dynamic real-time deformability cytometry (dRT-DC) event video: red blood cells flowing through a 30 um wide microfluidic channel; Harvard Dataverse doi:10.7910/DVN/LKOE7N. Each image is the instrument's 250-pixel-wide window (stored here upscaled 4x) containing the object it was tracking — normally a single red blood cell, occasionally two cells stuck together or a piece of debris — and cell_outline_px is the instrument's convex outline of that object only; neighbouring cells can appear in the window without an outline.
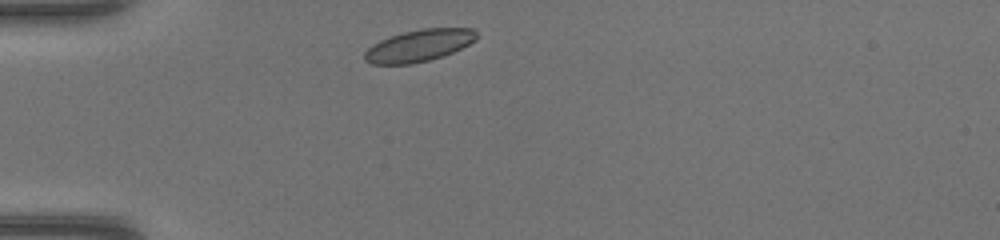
{"species": "common noctule bat (a hibernating species)", "species_latin": "Nyctalus noctula", "temperature_condition": "warm", "stored_images_in_passage": 35, "camera_frame_rate_fps": 3000, "um_per_image_px": 0.085, "animal": {"sex": "female", "body_mass_g": 17.0, "forearm_length_mm": 48.0}, "frame": {"image": 1, "passage_image": 1, "time_ms": 0.0, "image_size_px": [1000, 240], "cell_outline_px": [[480, 36], [476, 40], [452, 52], [428, 60], [412, 64], [372, 64], [364, 60], [364, 52], [372, 44], [380, 40], [404, 32], [420, 28], [476, 28]], "centroid_in_image_um": [35.63, 3.86], "position_along_channel_um": 49.4, "area_um2": 20.87}}
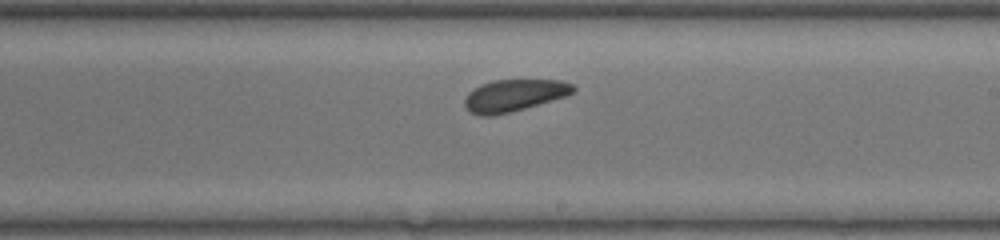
{"frame": {"image": 2, "passage_image": 16, "time_ms": 5.0, "image_size_px": [1000, 240], "cell_outline_px": [[576, 92], [564, 96], [524, 108], [492, 116], [480, 116], [468, 112], [464, 108], [464, 100], [468, 92], [480, 84], [492, 80], [560, 80], [572, 84], [576, 88]], "centroid_in_image_um": [43.64, 8.11], "position_along_channel_um": 245.4, "area_um2": 20.23}}
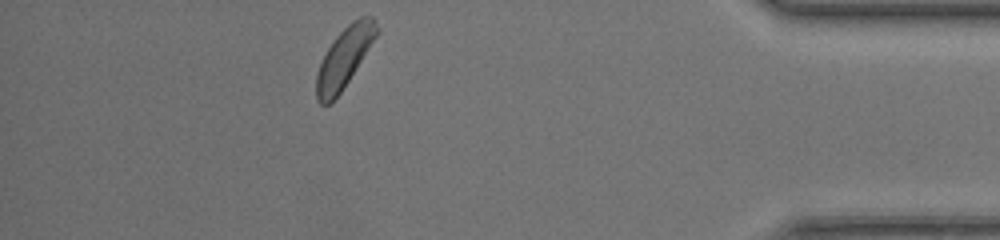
{"frame": {"image": 3, "passage_image": 30, "time_ms": 9.667, "image_size_px": [1000, 240], "cell_outline_px": [[380, 28], [376, 36], [348, 80], [340, 92], [328, 104], [320, 104], [316, 100], [316, 76], [320, 64], [328, 48], [336, 36], [352, 20], [360, 16], [372, 16], [376, 20]], "centroid_in_image_um": [29.27, 4.85], "position_along_channel_um": 405.9, "area_um2": 20.52}}